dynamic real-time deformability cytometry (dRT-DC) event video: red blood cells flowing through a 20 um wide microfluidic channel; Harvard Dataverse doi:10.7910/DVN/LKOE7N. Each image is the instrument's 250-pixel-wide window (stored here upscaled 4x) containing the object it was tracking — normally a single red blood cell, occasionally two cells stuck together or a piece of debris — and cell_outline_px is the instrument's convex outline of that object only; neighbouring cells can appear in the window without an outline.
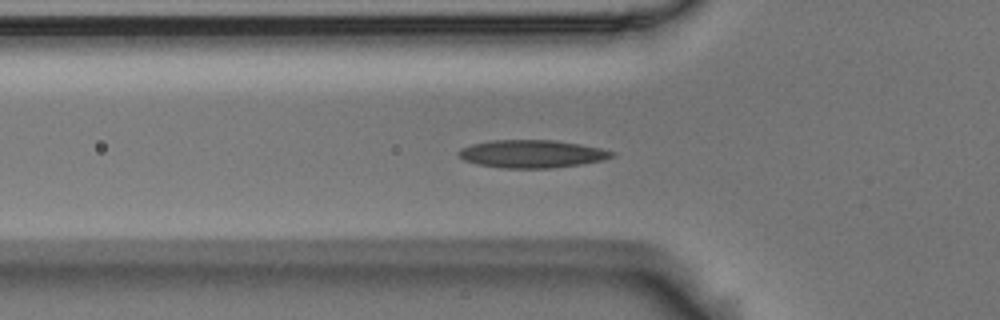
{"species": "Egyptian fruit bat (a non-hibernating species)", "species_latin": "Rousettus aegyptiacus", "temperature_condition": "room temperature", "stored_images_in_passage": 48, "camera_frame_rate_fps": 3000, "um_per_image_px": 0.085, "animal": {"sex": "male"}, "frame": {"image": 1, "passage_image": 17, "time_ms": 5.333, "image_size_px": [1000, 320], "cell_outline_px": [[616, 156], [604, 160], [580, 164], [548, 168], [504, 168], [476, 164], [464, 160], [456, 152], [460, 148], [472, 144], [492, 140], [556, 140], [580, 144], [600, 148], [616, 152]], "centroid_in_image_um": [45.22, 13.07], "position_along_channel_um": 80.6, "area_um2": 24.91}}
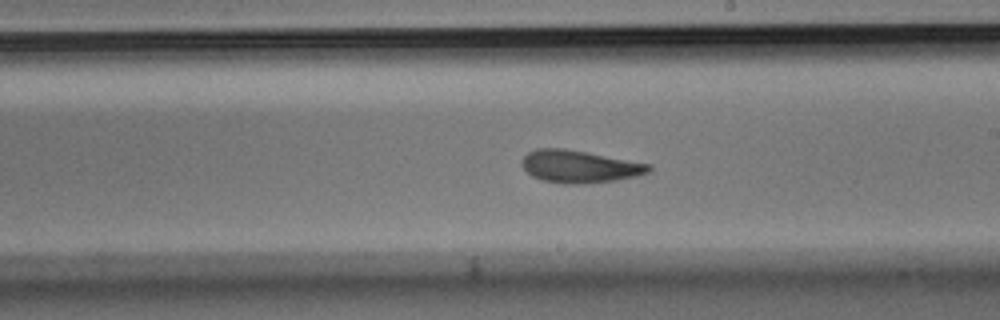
{"frame": {"image": 2, "passage_image": 30, "time_ms": 9.667, "image_size_px": [1000, 320], "cell_outline_px": [[652, 168], [648, 172], [636, 176], [616, 180], [584, 184], [564, 184], [540, 180], [532, 176], [520, 164], [524, 156], [528, 152], [536, 148], [564, 148], [652, 164]], "centroid_in_image_um": [49.24, 14.16], "position_along_channel_um": 239.8, "area_um2": 24.1}}
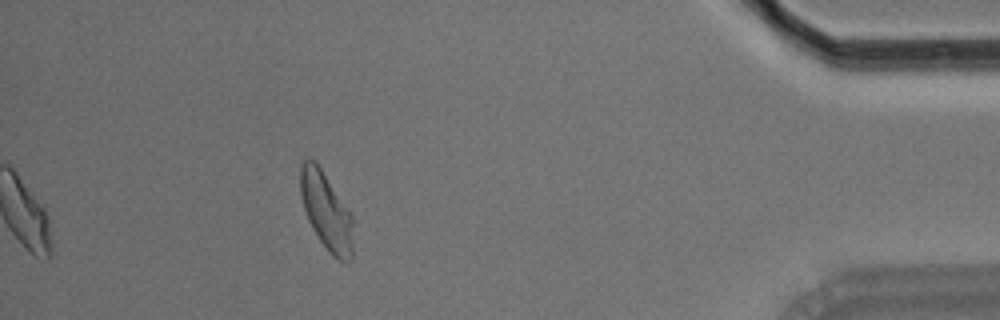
{"frame": {"image": 3, "passage_image": 48, "time_ms": 15.667, "image_size_px": [1000, 320], "cell_outline_px": [[352, 260], [348, 264], [332, 256], [328, 252], [312, 228], [308, 220], [304, 208], [300, 192], [300, 164], [308, 156], [316, 160], [352, 216]], "centroid_in_image_um": [27.71, 17.94], "position_along_channel_um": 407.5, "area_um2": 23.87}, "authors_computed_cell_mechanics": {"area_um2": 23.6402, "velocity_mm_per_s": 3.6569, "shape_relaxation_time_tau1_ms": 6.5231, "shape_relaxation_time_tau2_ms": 2.5157, "deformation_change_tau1": 0.1648, "deformation_change_tau2": 0.0904}}